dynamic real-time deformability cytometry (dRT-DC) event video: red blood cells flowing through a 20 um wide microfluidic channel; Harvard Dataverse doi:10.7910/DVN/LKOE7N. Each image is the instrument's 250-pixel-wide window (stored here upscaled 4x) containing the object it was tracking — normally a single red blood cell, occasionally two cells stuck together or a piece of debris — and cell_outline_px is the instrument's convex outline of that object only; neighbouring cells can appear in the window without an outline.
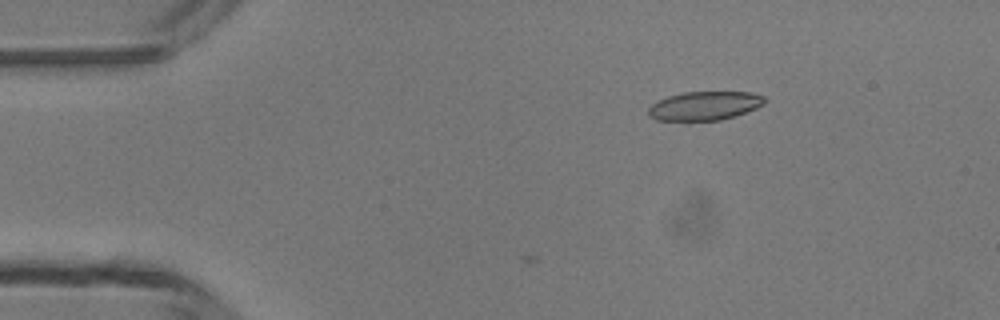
{"species": "common noctule bat (a hibernating species)", "species_latin": "Nyctalus noctula", "temperature_condition": "room temperature", "stored_images_in_passage": 8, "camera_frame_rate_fps": 3000, "um_per_image_px": 0.085, "animal": {"sex": "male", "body_mass_g": 13.3}, "frame": {"image": 1, "passage_image": 8, "time_ms": 2.333, "image_size_px": [1000, 320], "cell_outline_px": [[764, 104], [756, 108], [736, 116], [720, 120], [688, 124], [656, 120], [648, 116], [648, 108], [652, 104], [668, 96], [684, 92], [752, 92], [764, 96]], "centroid_in_image_um": [59.83, 9.05], "position_along_channel_um": 25.2, "area_um2": 20.35}}